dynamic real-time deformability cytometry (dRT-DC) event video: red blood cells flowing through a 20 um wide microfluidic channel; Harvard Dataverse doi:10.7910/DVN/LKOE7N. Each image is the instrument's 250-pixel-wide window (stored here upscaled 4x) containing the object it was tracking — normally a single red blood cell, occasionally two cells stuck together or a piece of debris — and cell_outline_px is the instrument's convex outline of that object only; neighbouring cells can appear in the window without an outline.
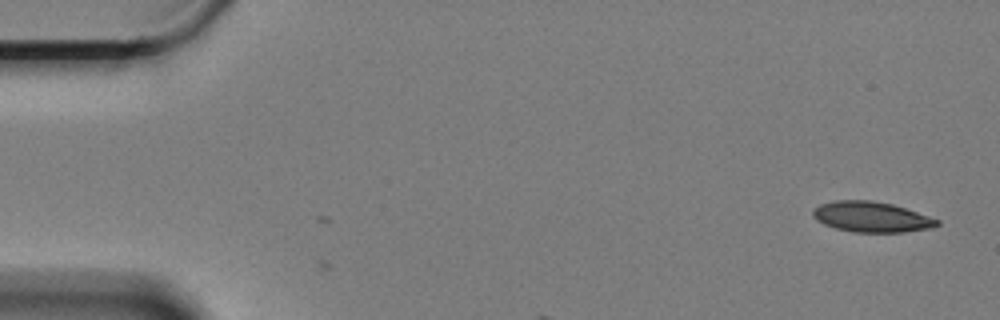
{"species": "Egyptian fruit bat (a non-hibernating species)", "species_latin": "Rousettus aegyptiacus", "temperature_condition": "cold", "stored_images_in_passage": 3, "camera_frame_rate_fps": 3000, "um_per_image_px": 0.085, "animal": {"sex": "female"}, "frame": {"image": 1, "passage_image": 3, "time_ms": 0.667, "image_size_px": [1000, 320], "cell_outline_px": [[940, 224], [932, 228], [904, 232], [852, 232], [836, 228], [824, 224], [816, 220], [812, 216], [812, 208], [820, 204], [836, 200], [872, 200], [892, 204], [940, 220]], "centroid_in_image_um": [74.04, 18.44], "position_along_channel_um": 11.0, "area_um2": 22.08}}